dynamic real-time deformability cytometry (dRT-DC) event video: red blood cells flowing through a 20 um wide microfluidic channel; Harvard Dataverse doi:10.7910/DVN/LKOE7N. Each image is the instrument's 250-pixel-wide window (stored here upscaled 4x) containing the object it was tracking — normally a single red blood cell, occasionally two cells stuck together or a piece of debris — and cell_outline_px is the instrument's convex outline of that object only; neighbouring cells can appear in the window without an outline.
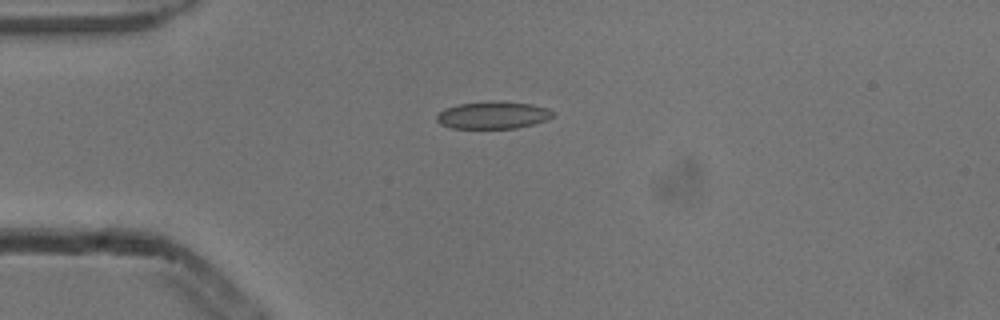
{"species": "common noctule bat (a hibernating species)", "species_latin": "Nyctalus noctula", "temperature_condition": "cold", "stored_images_in_passage": 2, "camera_frame_rate_fps": 3000, "um_per_image_px": 0.085, "animal": {"sex": "male", "body_mass_g": 13.3}, "frame": {"image": 1, "passage_image": 1, "time_ms": 0.0, "image_size_px": [1000, 320], "cell_outline_px": [[556, 112], [548, 120], [536, 124], [516, 128], [452, 128], [440, 124], [436, 120], [436, 116], [444, 108], [460, 104], [488, 100], [500, 100], [532, 104], [548, 108]], "centroid_in_image_um": [41.94, 9.77], "position_along_channel_um": 43.1, "area_um2": 18.9}}